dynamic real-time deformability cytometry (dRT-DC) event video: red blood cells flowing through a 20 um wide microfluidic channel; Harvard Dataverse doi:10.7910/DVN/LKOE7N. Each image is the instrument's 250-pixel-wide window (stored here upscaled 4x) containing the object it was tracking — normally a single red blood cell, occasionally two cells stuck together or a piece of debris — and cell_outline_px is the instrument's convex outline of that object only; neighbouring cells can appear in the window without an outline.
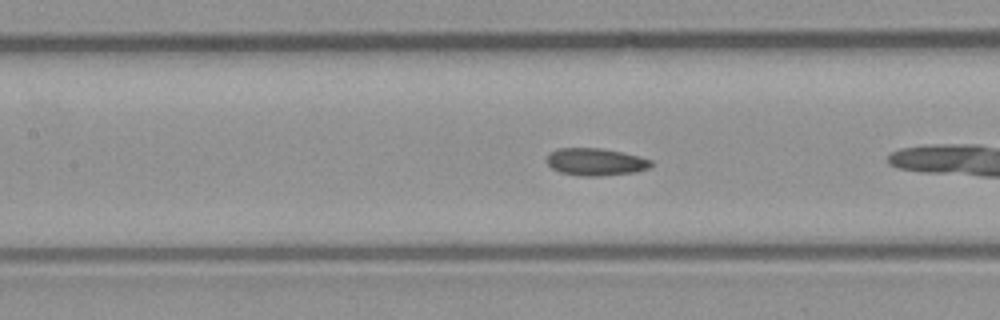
{"species": "common noctule bat (a hibernating species)", "species_latin": "Nyctalus noctula", "temperature_condition": "room temperature", "stored_images_in_passage": 9, "camera_frame_rate_fps": 3000, "um_per_image_px": 0.085, "animal": {"sex": "male", "body_mass_g": 23.1, "forearm_length_mm": 52.7}, "frame": {"image": 1, "passage_image": 8, "time_ms": 2.333, "image_size_px": [1000, 320], "cell_outline_px": [[656, 164], [648, 168], [636, 172], [600, 176], [580, 176], [560, 172], [552, 168], [548, 164], [548, 152], [556, 148], [600, 148], [620, 152], [652, 160]], "centroid_in_image_um": [50.63, 13.76], "position_along_channel_um": 156.8, "area_um2": 16.65}}